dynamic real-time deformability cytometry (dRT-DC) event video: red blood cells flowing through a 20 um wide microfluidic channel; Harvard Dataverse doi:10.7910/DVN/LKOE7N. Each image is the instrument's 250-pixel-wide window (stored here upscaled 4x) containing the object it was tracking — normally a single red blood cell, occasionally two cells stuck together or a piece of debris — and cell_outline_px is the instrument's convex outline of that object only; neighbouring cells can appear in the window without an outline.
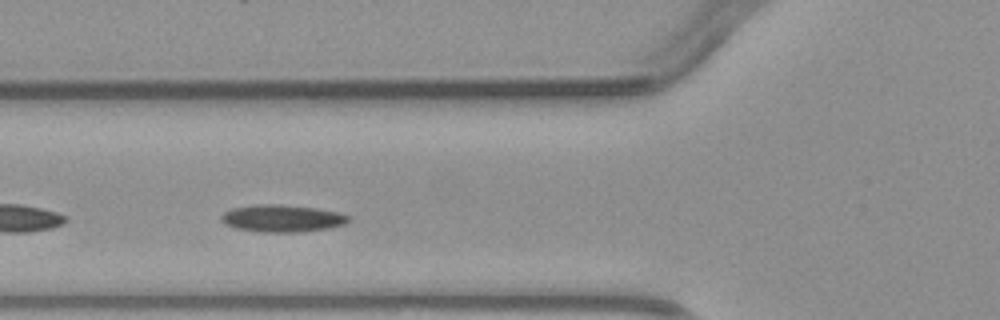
{"species": "common noctule bat (a hibernating species)", "species_latin": "Nyctalus noctula", "temperature_condition": "warm", "stored_images_in_passage": 3, "camera_frame_rate_fps": 3000, "um_per_image_px": 0.085, "animal": {"sex": "male", "body_mass_g": 23.1, "forearm_length_mm": 52.7}, "frame": {"image": 1, "passage_image": 2, "time_ms": 1.0, "image_size_px": [1000, 320], "cell_outline_px": [[352, 220], [344, 224], [328, 228], [300, 232], [264, 232], [236, 228], [220, 220], [220, 216], [224, 212], [232, 208], [252, 204], [280, 204], [316, 208], [340, 212], [352, 216]], "centroid_in_image_um": [24.03, 18.55], "position_along_channel_um": 101.8, "area_um2": 20.35}}
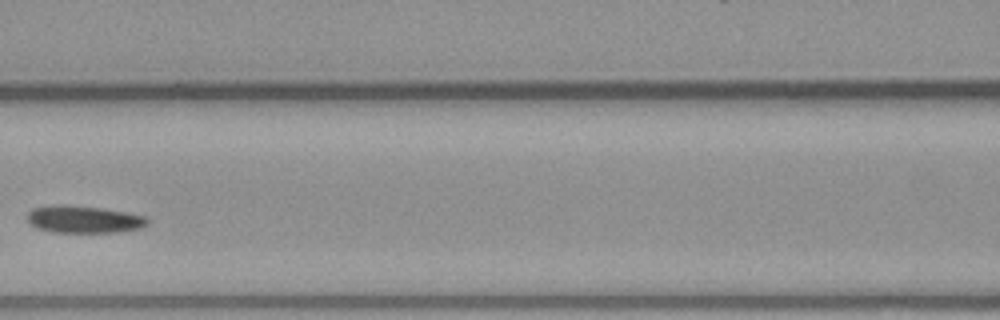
{"frame": {"image": 2, "passage_image": 3, "time_ms": 2.333, "image_size_px": [1000, 320], "cell_outline_px": [[148, 224], [140, 228], [116, 232], [52, 232], [36, 228], [28, 220], [28, 212], [32, 208], [52, 204], [64, 204], [100, 208], [128, 212], [144, 216], [148, 220]], "centroid_in_image_um": [7.1, 18.63], "position_along_channel_um": 159.5, "area_um2": 19.13}}